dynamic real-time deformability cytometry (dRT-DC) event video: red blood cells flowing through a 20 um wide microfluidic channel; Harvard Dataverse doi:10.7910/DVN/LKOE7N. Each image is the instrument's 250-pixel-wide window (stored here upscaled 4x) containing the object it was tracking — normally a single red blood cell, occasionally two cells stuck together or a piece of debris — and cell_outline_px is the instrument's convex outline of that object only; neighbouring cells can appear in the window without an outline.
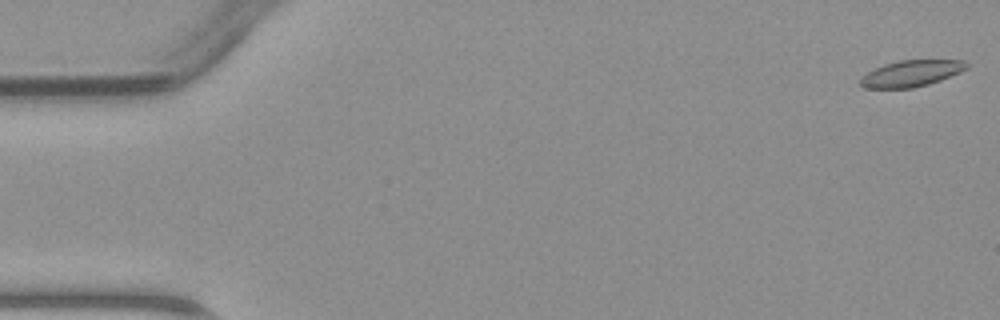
{"species": "common noctule bat (a hibernating species)", "species_latin": "Nyctalus noctula", "temperature_condition": "warm", "stored_images_in_passage": 42, "camera_frame_rate_fps": 3000, "um_per_image_px": 0.085, "animal": {"sex": "male", "body_mass_g": 23.1, "forearm_length_mm": 52.7}, "frame": {"image": 1, "passage_image": 1, "time_ms": 0.0, "image_size_px": [1000, 320], "cell_outline_px": [[968, 68], [960, 72], [940, 80], [928, 84], [912, 88], [864, 88], [860, 84], [860, 80], [868, 72], [884, 64], [900, 60], [964, 60], [968, 64]], "centroid_in_image_um": [77.48, 6.24], "position_along_channel_um": 7.5, "area_um2": 16.13}}
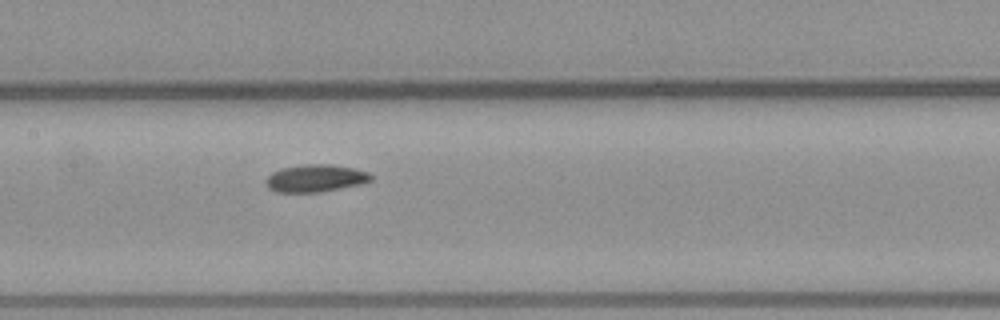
{"frame": {"image": 2, "passage_image": 23, "time_ms": 7.333, "image_size_px": [1000, 320], "cell_outline_px": [[372, 180], [360, 184], [320, 192], [276, 192], [268, 188], [264, 180], [272, 172], [280, 168], [304, 164], [332, 164], [352, 168], [368, 172], [372, 176]], "centroid_in_image_um": [26.78, 15.14], "position_along_channel_um": 180.6, "area_um2": 16.82}}
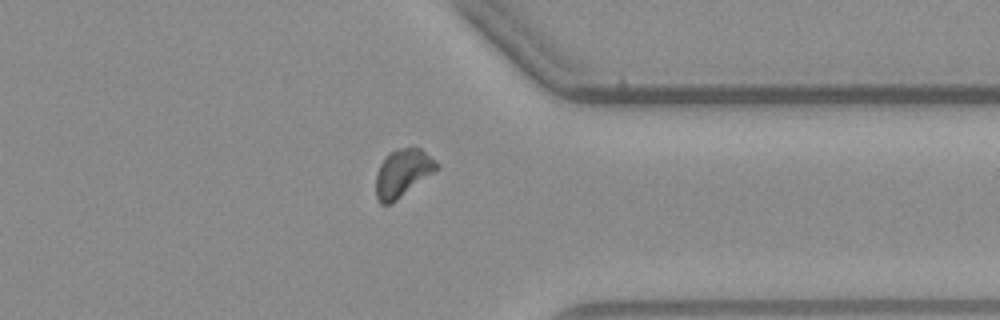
{"frame": {"image": 3, "passage_image": 37, "time_ms": 12.0, "image_size_px": [1000, 320], "cell_outline_px": [[440, 168], [392, 204], [380, 204], [376, 196], [376, 176], [380, 164], [388, 152], [396, 148], [420, 148], [440, 164]], "centroid_in_image_um": [34.23, 14.71], "position_along_channel_um": 377.2, "area_um2": 17.05}}